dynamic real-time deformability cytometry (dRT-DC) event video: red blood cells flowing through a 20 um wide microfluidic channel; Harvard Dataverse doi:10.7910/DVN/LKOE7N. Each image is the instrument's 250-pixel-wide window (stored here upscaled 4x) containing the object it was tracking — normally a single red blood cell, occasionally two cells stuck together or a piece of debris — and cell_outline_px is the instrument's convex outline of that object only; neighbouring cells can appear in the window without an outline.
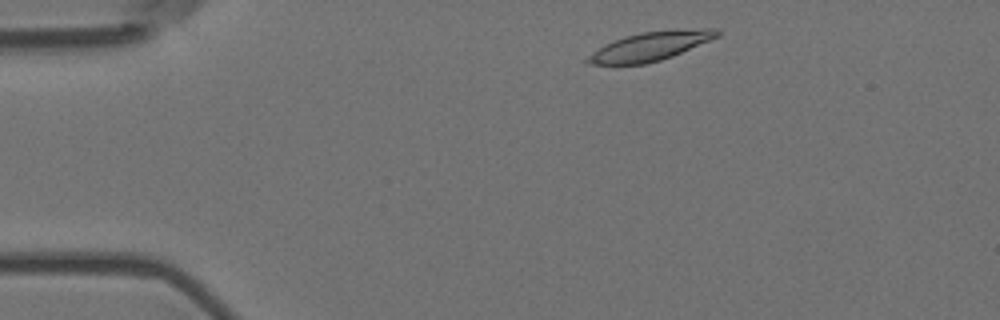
{"species": "Egyptian fruit bat (a non-hibernating species)", "species_latin": "Rousettus aegyptiacus", "temperature_condition": "room temperature", "stored_images_in_passage": 10, "camera_frame_rate_fps": 3000, "um_per_image_px": 0.085, "animal": {"sex": "female"}, "frame": {"image": 1, "passage_image": 3, "time_ms": 0.667, "image_size_px": [1000, 320], "cell_outline_px": [[720, 36], [672, 56], [660, 60], [644, 64], [584, 64], [580, 60], [600, 48], [624, 36], [640, 32], [672, 28], [716, 28], [720, 32]], "centroid_in_image_um": [55.3, 3.91], "position_along_channel_um": 29.7, "area_um2": 21.96}}
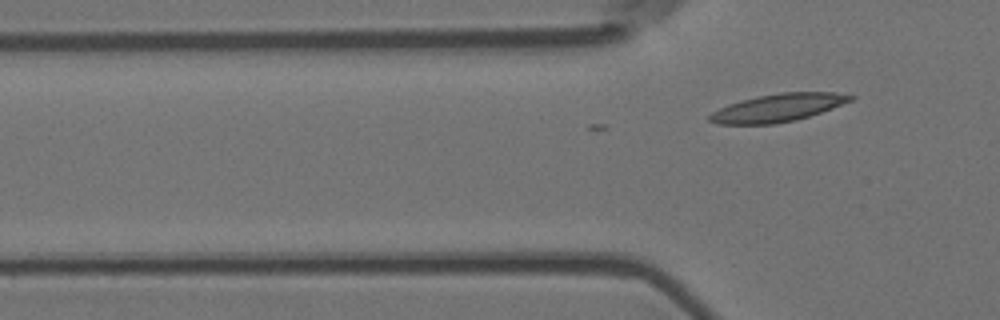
{"frame": {"image": 2, "passage_image": 10, "time_ms": 3.0, "image_size_px": [1000, 320], "cell_outline_px": [[856, 96], [852, 100], [832, 108], [796, 120], [776, 124], [716, 124], [708, 120], [708, 116], [712, 112], [728, 104], [756, 96], [780, 92], [836, 92]], "centroid_in_image_um": [66.1, 9.16], "position_along_channel_um": 59.7, "area_um2": 22.83}}